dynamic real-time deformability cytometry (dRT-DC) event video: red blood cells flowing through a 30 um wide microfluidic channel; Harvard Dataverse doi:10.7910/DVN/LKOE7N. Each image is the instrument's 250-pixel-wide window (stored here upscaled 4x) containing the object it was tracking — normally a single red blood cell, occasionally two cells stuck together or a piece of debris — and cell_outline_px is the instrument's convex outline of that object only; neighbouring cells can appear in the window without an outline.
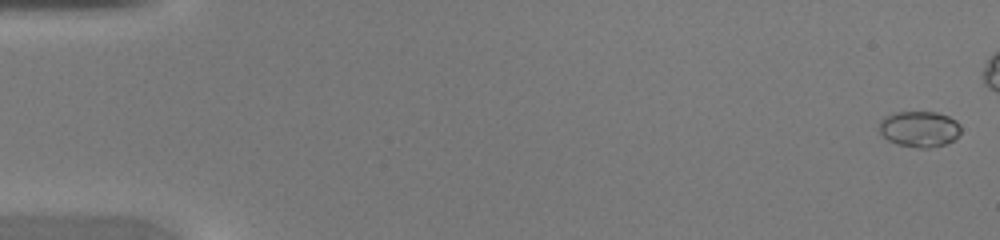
{"species": "common noctule bat (a hibernating species)", "species_latin": "Nyctalus noctula", "temperature_condition": "warm", "stored_images_in_passage": 38, "camera_frame_rate_fps": 3000, "um_per_image_px": 0.085, "animal": {"sex": "female", "body_mass_g": 20.0, "forearm_length_mm": 54.0}, "frame": {"image": 1, "passage_image": 1, "time_ms": 0.0, "image_size_px": [1000, 240], "cell_outline_px": [[960, 132], [952, 140], [944, 144], [928, 148], [920, 148], [896, 144], [888, 140], [880, 132], [880, 120], [884, 116], [896, 112], [936, 112], [948, 116], [956, 120], [960, 124]], "centroid_in_image_um": [78.13, 10.95], "position_along_channel_um": 6.9, "area_um2": 16.99}}
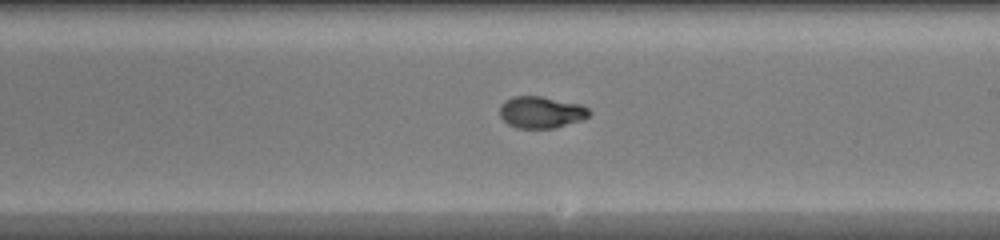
{"frame": {"image": 2, "passage_image": 27, "time_ms": 8.667, "image_size_px": [1000, 240], "cell_outline_px": [[592, 112], [588, 116], [580, 120], [552, 128], [516, 128], [508, 124], [500, 116], [500, 104], [504, 100], [512, 96], [540, 96], [580, 104], [588, 108]], "centroid_in_image_um": [45.96, 9.53], "position_along_channel_um": 243.0, "area_um2": 16.47}}
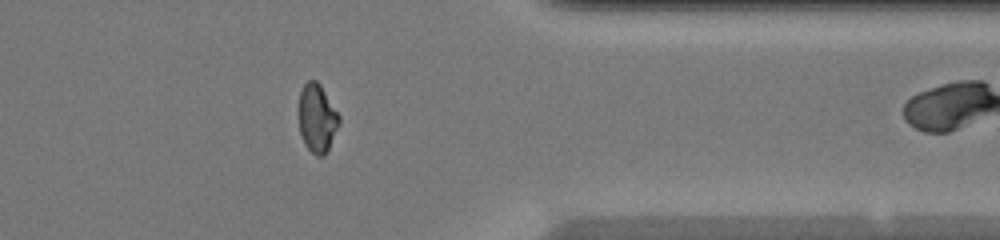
{"frame": {"image": 3, "passage_image": 37, "time_ms": 12.0, "image_size_px": [1000, 240], "cell_outline_px": [[340, 124], [324, 156], [316, 156], [304, 144], [300, 132], [300, 92], [304, 84], [308, 80], [316, 80], [320, 84], [340, 116]], "centroid_in_image_um": [26.97, 10.05], "position_along_channel_um": 384.4, "area_um2": 15.84}}